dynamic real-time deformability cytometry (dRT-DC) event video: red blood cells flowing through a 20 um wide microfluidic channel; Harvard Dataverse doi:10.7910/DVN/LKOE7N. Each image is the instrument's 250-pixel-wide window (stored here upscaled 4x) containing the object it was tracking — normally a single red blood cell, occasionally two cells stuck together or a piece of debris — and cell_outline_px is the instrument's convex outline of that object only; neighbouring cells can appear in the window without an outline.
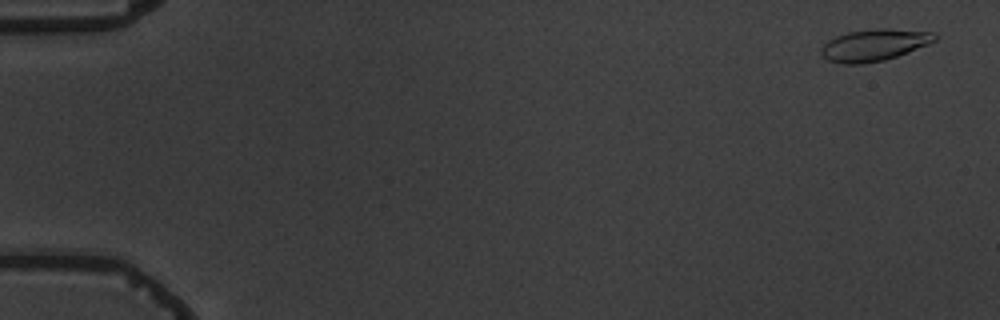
{"species": "common noctule bat (a hibernating species)", "species_latin": "Nyctalus noctula", "temperature_condition": "warm", "stored_images_in_passage": 5, "camera_frame_rate_fps": 3000, "um_per_image_px": 0.085, "animal": {"sex": "male", "body_mass_g": 19.5, "forearm_length_mm": 54.6}, "frame": {"image": 1, "passage_image": 1, "time_ms": 0.0, "image_size_px": [1000, 320], "cell_outline_px": [[936, 40], [928, 44], [896, 56], [884, 60], [860, 64], [844, 64], [828, 60], [820, 52], [820, 48], [828, 40], [836, 36], [848, 32], [880, 28], [888, 28], [932, 32], [936, 36]], "centroid_in_image_um": [74.28, 3.82], "position_along_channel_um": 10.7, "area_um2": 20.81}}